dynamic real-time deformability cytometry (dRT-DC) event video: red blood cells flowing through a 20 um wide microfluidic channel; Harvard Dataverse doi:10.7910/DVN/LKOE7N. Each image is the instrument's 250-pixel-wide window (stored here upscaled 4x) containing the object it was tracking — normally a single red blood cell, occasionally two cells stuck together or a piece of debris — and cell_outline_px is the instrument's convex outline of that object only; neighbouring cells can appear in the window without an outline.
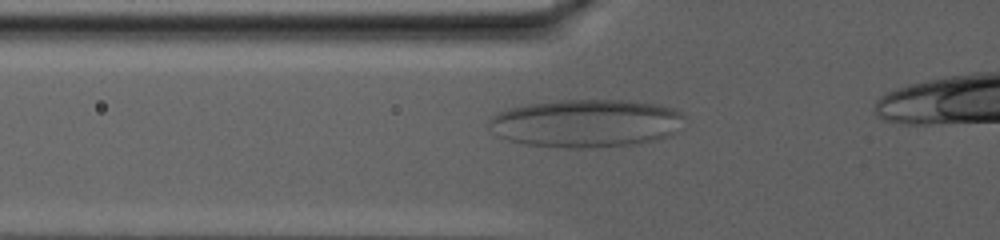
{"species": "human", "species_latin": "Homo sapiens", "temperature_condition": "warm", "stored_images_in_passage": 57, "camera_frame_rate_fps": 3000, "um_per_image_px": 0.085, "donor": {"sex": "male"}, "frame": {"image": 1, "passage_image": 17, "time_ms": 5.333, "image_size_px": [1000, 240], "cell_outline_px": [[684, 116], [672, 132], [668, 136], [632, 144], [584, 148], [564, 148], [524, 144], [508, 140], [496, 136], [488, 128], [488, 120], [492, 116], [500, 112], [524, 104], [560, 100], [624, 100], [656, 104], [676, 108]], "centroid_in_image_um": [49.72, 10.47], "position_along_channel_um": 76.1, "area_um2": 54.39}}
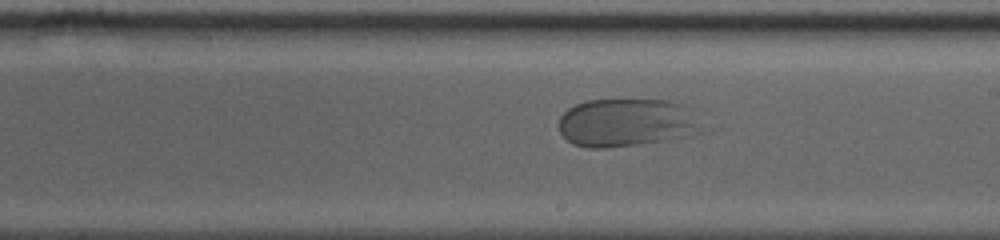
{"frame": {"image": 2, "passage_image": 34, "time_ms": 11.0, "image_size_px": [1000, 240], "cell_outline_px": [[692, 124], [672, 136], [660, 140], [636, 144], [604, 148], [588, 148], [572, 144], [560, 132], [560, 116], [568, 108], [576, 104], [588, 100], [668, 100], [684, 104]], "centroid_in_image_um": [52.9, 10.39], "position_along_channel_um": 236.1, "area_um2": 37.45}}
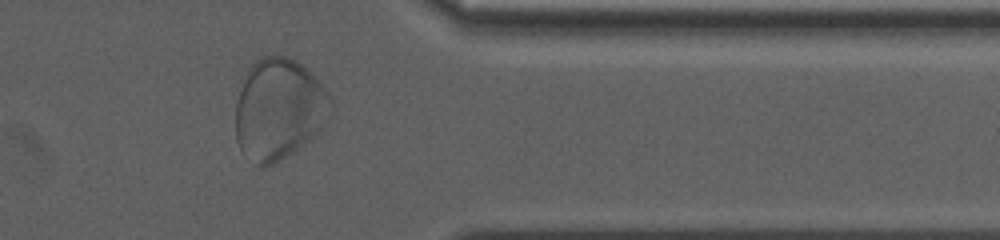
{"frame": {"image": 3, "passage_image": 51, "time_ms": 16.667, "image_size_px": [1000, 240], "cell_outline_px": [[332, 112], [308, 140], [292, 152], [280, 160], [264, 168], [260, 168], [240, 148], [236, 140], [236, 100], [248, 68], [260, 56], [284, 56], [296, 60], [328, 92], [332, 100]], "centroid_in_image_um": [23.66, 9.27], "position_along_channel_um": 387.7, "area_um2": 55.31}}